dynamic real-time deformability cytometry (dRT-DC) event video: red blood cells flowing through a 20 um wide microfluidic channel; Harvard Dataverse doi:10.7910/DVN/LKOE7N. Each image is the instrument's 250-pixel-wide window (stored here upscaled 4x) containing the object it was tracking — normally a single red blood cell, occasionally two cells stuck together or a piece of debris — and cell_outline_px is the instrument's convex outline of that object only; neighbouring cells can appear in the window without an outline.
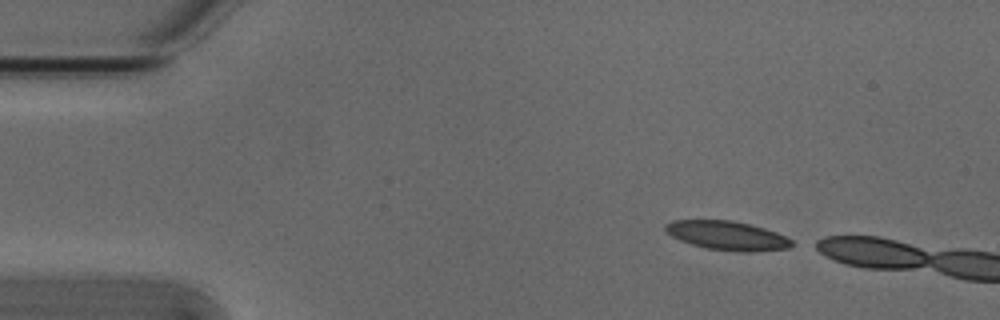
{"species": "Egyptian fruit bat (a non-hibernating species)", "species_latin": "Rousettus aegyptiacus", "temperature_condition": "cold", "stored_images_in_passage": 3, "camera_frame_rate_fps": 3000, "um_per_image_px": 0.085, "animal": {"sex": "male"}, "frame": {"image": 1, "passage_image": 1, "time_ms": 0.0, "image_size_px": [1000, 320], "cell_outline_px": [[796, 244], [788, 248], [752, 252], [736, 252], [704, 248], [680, 240], [672, 236], [664, 228], [664, 224], [672, 220], [732, 220], [752, 224], [776, 232], [792, 240]], "centroid_in_image_um": [61.83, 20.02], "position_along_channel_um": 23.2, "area_um2": 21.56}}